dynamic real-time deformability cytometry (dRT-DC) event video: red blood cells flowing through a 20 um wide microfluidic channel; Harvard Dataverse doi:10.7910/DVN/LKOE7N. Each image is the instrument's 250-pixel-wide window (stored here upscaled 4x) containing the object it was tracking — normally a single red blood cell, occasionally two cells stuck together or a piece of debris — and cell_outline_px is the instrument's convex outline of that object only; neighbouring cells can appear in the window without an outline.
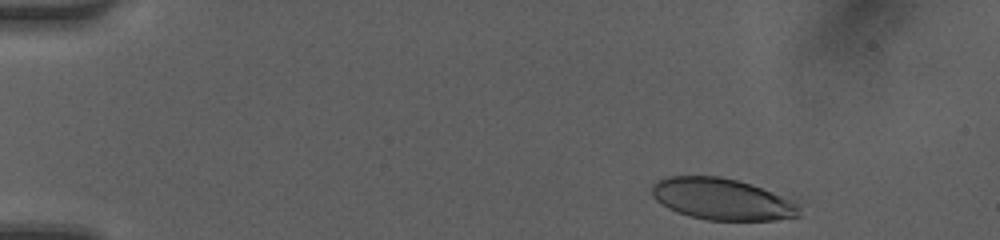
{"species": "human", "species_latin": "Homo sapiens", "temperature_condition": "room temperature", "stored_images_in_passage": 44, "camera_frame_rate_fps": 3000, "um_per_image_px": 0.085, "donor": {"sex": "female"}, "frame": {"image": 1, "passage_image": 2, "time_ms": 0.333, "image_size_px": [1000, 240], "cell_outline_px": [[804, 216], [776, 220], [708, 220], [688, 216], [676, 212], [668, 208], [656, 200], [652, 196], [652, 184], [668, 176], [720, 176], [752, 184], [792, 200], [800, 208]], "centroid_in_image_um": [61.39, 16.94], "position_along_channel_um": 23.6, "area_um2": 35.84}}
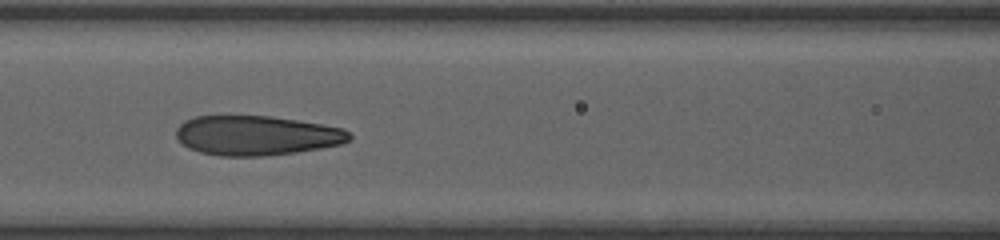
{"frame": {"image": 2, "passage_image": 18, "time_ms": 5.667, "image_size_px": [1000, 240], "cell_outline_px": [[352, 136], [348, 140], [340, 144], [320, 148], [296, 152], [264, 156], [220, 156], [200, 152], [188, 148], [176, 136], [176, 128], [184, 120], [196, 116], [228, 112], [268, 116], [296, 120], [344, 128]], "centroid_in_image_um": [21.72, 11.47], "position_along_channel_um": 144.9, "area_um2": 40.86}}
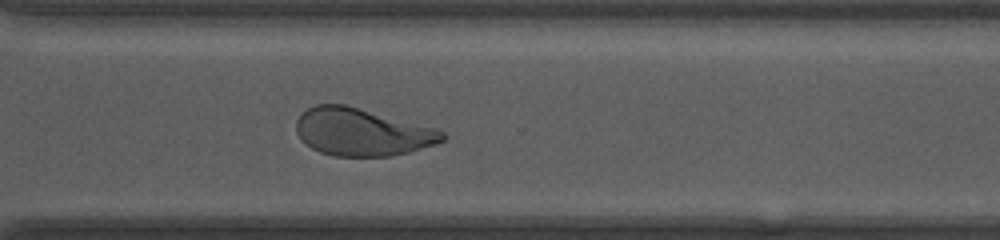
{"frame": {"image": 3, "passage_image": 32, "time_ms": 10.333, "image_size_px": [1000, 240], "cell_outline_px": [[444, 140], [436, 144], [408, 152], [392, 156], [332, 156], [320, 152], [304, 144], [296, 132], [296, 120], [308, 108], [316, 104], [344, 104], [436, 128], [444, 132]], "centroid_in_image_um": [30.74, 11.23], "position_along_channel_um": 339.9, "area_um2": 40.34}, "authors_computed_cell_mechanics": {"area_um2": 40.46, "velocity_mm_per_s": 4.1952, "shape_relaxation_time_tau1_ms": 6.4946, "shape_relaxation_time_tau2_ms": 0.8745, "deformation_change_tau1": 0.2113, "deformation_change_tau2": 0.0783}}